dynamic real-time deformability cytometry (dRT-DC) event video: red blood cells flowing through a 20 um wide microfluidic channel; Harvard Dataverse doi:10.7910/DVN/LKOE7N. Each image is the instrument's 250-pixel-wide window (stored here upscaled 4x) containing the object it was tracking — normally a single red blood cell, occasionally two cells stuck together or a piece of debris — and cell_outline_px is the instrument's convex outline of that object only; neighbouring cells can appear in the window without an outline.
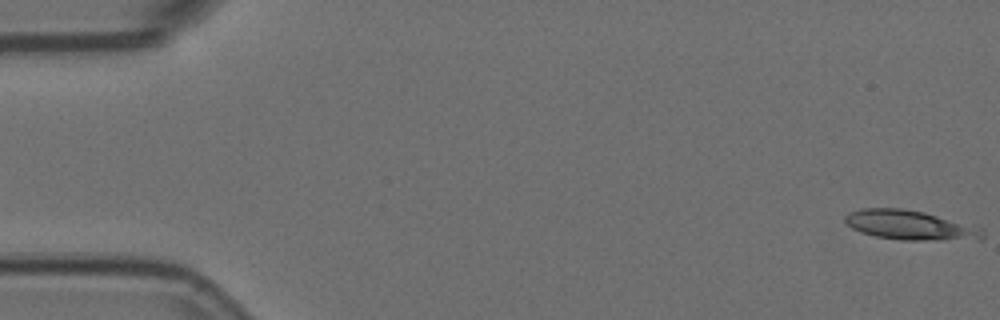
{"species": "Egyptian fruit bat (a non-hibernating species)", "species_latin": "Rousettus aegyptiacus", "temperature_condition": "room temperature", "stored_images_in_passage": 5, "camera_frame_rate_fps": 3000, "um_per_image_px": 0.085, "animal": {"sex": "female"}, "frame": {"image": 1, "passage_image": 1, "time_ms": 0.0, "image_size_px": [1000, 320], "cell_outline_px": [[984, 236], [980, 240], [900, 240], [876, 236], [860, 232], [852, 228], [844, 220], [844, 216], [848, 212], [860, 208], [904, 208], [924, 212], [980, 224]], "centroid_in_image_um": [77.47, 19.13], "position_along_channel_um": 7.5, "area_um2": 24.45}}